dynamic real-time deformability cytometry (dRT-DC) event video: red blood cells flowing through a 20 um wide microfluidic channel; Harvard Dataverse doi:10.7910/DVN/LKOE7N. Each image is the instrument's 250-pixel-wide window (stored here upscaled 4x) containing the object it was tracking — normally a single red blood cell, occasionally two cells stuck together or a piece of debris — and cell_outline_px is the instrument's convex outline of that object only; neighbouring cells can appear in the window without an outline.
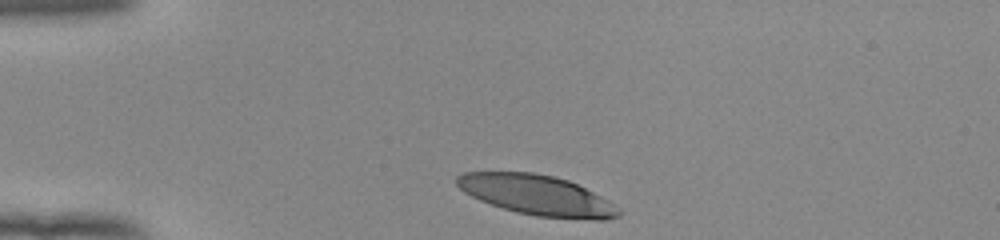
{"species": "human", "species_latin": "Homo sapiens", "temperature_condition": "room temperature", "stored_images_in_passage": 32, "camera_frame_rate_fps": 3000, "um_per_image_px": 0.085, "donor": {"sex": "female"}, "frame": {"image": 1, "passage_image": 1, "time_ms": 0.0, "image_size_px": [1000, 240], "cell_outline_px": [[620, 216], [604, 220], [596, 220], [536, 216], [516, 212], [480, 200], [464, 192], [456, 184], [456, 176], [464, 172], [532, 172], [552, 176], [568, 180], [600, 196], [620, 208]], "centroid_in_image_um": [45.64, 16.59], "position_along_channel_um": 39.4, "area_um2": 37.51}}
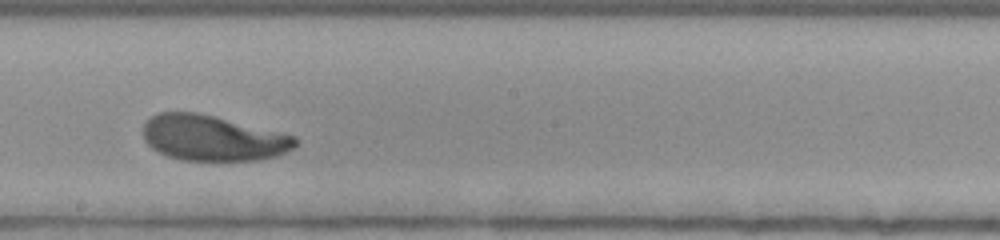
{"frame": {"image": 2, "passage_image": 19, "time_ms": 6.0, "image_size_px": [1000, 240], "cell_outline_px": [[296, 144], [292, 148], [276, 156], [260, 160], [180, 160], [168, 156], [152, 148], [144, 140], [144, 124], [152, 116], [160, 112], [196, 112], [296, 136]], "centroid_in_image_um": [18.06, 11.74], "position_along_channel_um": 230.1, "area_um2": 39.88}}
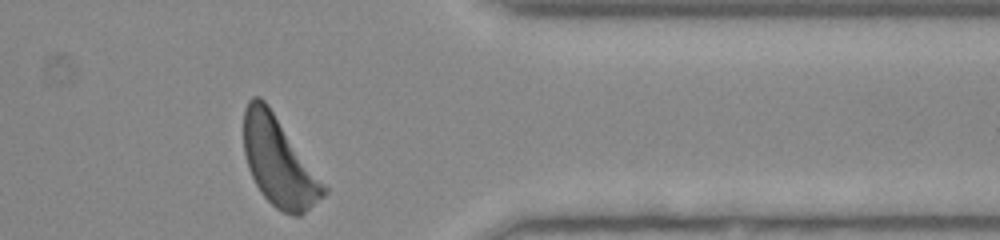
{"frame": {"image": 3, "passage_image": 32, "time_ms": 10.333, "image_size_px": [1000, 240], "cell_outline_px": [[328, 192], [324, 196], [300, 216], [292, 216], [276, 208], [260, 192], [248, 168], [244, 152], [244, 108], [248, 100], [252, 96], [260, 96], [268, 104], [328, 188]], "centroid_in_image_um": [23.69, 13.74], "position_along_channel_um": 387.7, "area_um2": 41.21}, "authors_computed_cell_mechanics": {"area_um2": 41.0958, "velocity_mm_per_s": 3.9002, "shape_relaxation_time_tau1_ms": 2.2166, "shape_relaxation_time_tau2_ms": 4.1802, "deformation_change_tau1": 0.1508, "deformation_change_tau2": 0.1167}}